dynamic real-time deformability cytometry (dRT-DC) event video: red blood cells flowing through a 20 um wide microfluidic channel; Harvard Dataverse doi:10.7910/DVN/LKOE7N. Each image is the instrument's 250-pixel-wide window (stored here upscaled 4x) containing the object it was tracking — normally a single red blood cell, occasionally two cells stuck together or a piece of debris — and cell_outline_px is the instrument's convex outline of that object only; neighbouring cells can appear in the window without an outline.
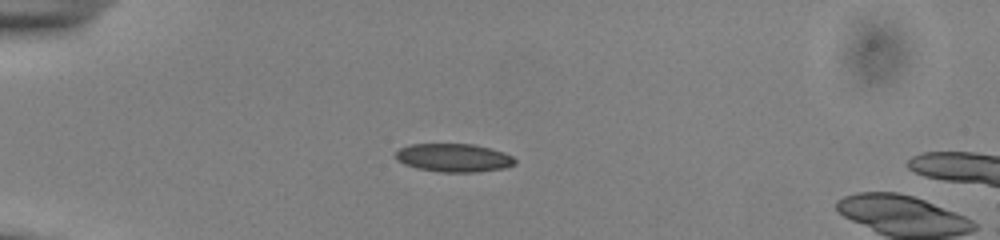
{"species": "common noctule bat (a hibernating species)", "species_latin": "Nyctalus noctula", "temperature_condition": "cold", "stored_images_in_passage": 40, "camera_frame_rate_fps": 3000, "um_per_image_px": 0.085, "animal": {"sex": "male", "body_mass_g": 13.0, "forearm_length_mm": 53.1}, "frame": {"image": 1, "passage_image": 1, "time_ms": 0.0, "image_size_px": [1000, 240], "cell_outline_px": [[516, 164], [504, 168], [476, 172], [440, 172], [416, 168], [404, 164], [396, 160], [396, 152], [400, 148], [412, 144], [472, 144], [492, 148], [504, 152], [512, 156], [516, 160]], "centroid_in_image_um": [38.58, 13.41], "position_along_channel_um": 46.4, "area_um2": 19.77}}
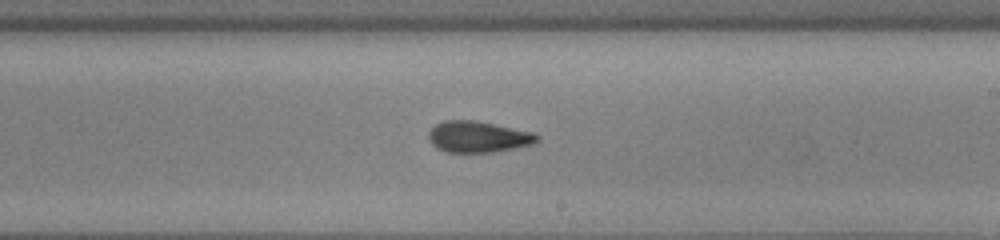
{"frame": {"image": 2, "passage_image": 19, "time_ms": 6.0, "image_size_px": [1000, 240], "cell_outline_px": [[540, 140], [532, 144], [516, 148], [492, 152], [444, 152], [436, 148], [428, 140], [428, 132], [436, 124], [444, 120], [476, 120], [532, 132], [540, 136]], "centroid_in_image_um": [40.62, 11.63], "position_along_channel_um": 248.4, "area_um2": 19.88}}
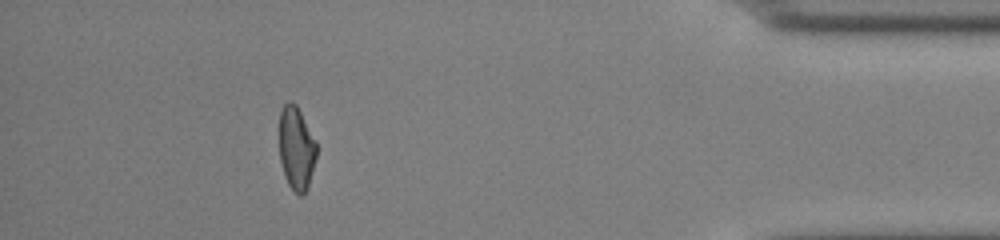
{"frame": {"image": 3, "passage_image": 35, "time_ms": 11.333, "image_size_px": [1000, 240], "cell_outline_px": [[316, 156], [308, 188], [304, 196], [300, 196], [288, 184], [284, 176], [280, 160], [280, 112], [284, 104], [288, 100], [292, 100], [296, 104], [316, 140]], "centroid_in_image_um": [25.19, 12.6], "position_along_channel_um": 410.0, "area_um2": 18.15}, "authors_computed_cell_mechanics": {"area_um2": 19.3919, "velocity_mm_per_s": 3.8693, "shape_relaxation_time_tau1_ms": 4.2305, "shape_relaxation_time_tau2_ms": 2.6512, "deformation_change_tau1": 0.1423, "deformation_change_tau2": 0.111}}